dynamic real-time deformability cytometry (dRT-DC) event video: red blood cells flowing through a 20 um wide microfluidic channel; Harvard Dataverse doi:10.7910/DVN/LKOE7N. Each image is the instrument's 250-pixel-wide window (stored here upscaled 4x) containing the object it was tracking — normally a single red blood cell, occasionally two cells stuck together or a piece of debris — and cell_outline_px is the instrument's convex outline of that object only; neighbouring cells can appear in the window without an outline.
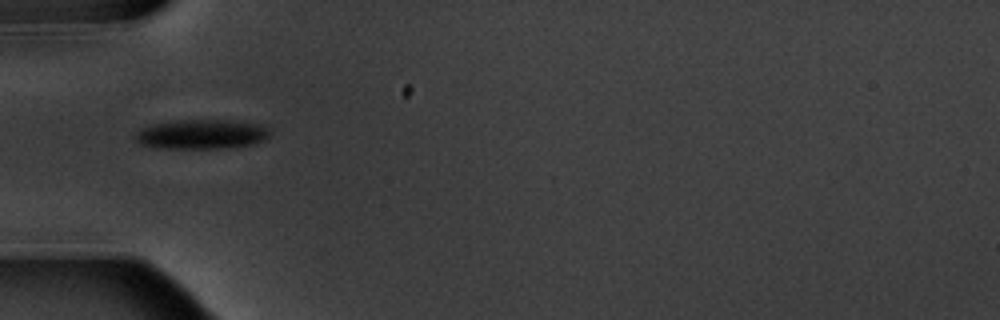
{"species": "common noctule bat (a hibernating species)", "species_latin": "Nyctalus noctula", "temperature_condition": "warm", "stored_images_in_passage": 11, "camera_frame_rate_fps": 3000, "um_per_image_px": 0.085, "animal": {"sex": "male", "body_mass_g": 20.1, "forearm_length_mm": 53.5}, "frame": {"image": 1, "passage_image": 1, "time_ms": 0.0, "image_size_px": [1000, 320], "cell_outline_px": [[268, 136], [264, 140], [252, 144], [228, 148], [156, 148], [140, 144], [132, 136], [140, 128], [148, 124], [176, 120], [228, 120], [260, 124], [268, 128]], "centroid_in_image_um": [17.05, 11.4], "position_along_channel_um": 67.9, "area_um2": 23.41}}
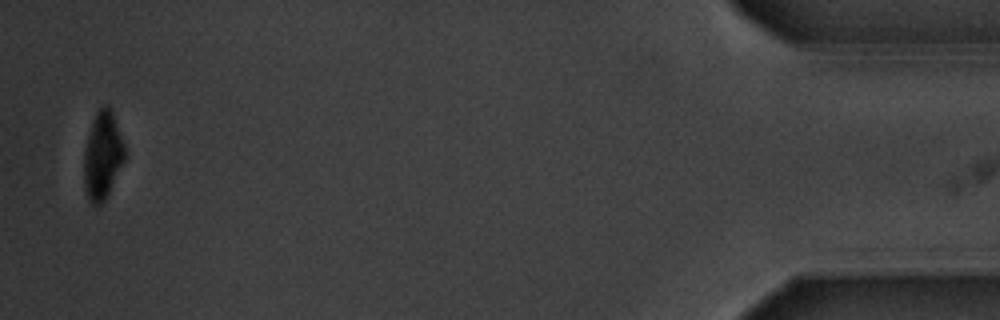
{"frame": {"image": 2, "passage_image": 11, "time_ms": 12.333, "image_size_px": [1000, 320], "cell_outline_px": [[124, 160], [108, 196], [100, 204], [92, 204], [88, 200], [84, 188], [84, 148], [92, 120], [96, 112], [104, 104], [108, 104], [112, 108], [124, 144]], "centroid_in_image_um": [8.71, 13.19], "position_along_channel_um": 426.5, "area_um2": 21.04}, "authors_computed_cell_mechanics": {"area_um2": 23.409, "velocity_mm_per_s": 3.5696, "shape_relaxation_time_tau1_ms": 1.9255, "shape_relaxation_time_tau2_ms": null, "deformation_change_tau1": 0.1292, "deformation_change_tau2": null}}